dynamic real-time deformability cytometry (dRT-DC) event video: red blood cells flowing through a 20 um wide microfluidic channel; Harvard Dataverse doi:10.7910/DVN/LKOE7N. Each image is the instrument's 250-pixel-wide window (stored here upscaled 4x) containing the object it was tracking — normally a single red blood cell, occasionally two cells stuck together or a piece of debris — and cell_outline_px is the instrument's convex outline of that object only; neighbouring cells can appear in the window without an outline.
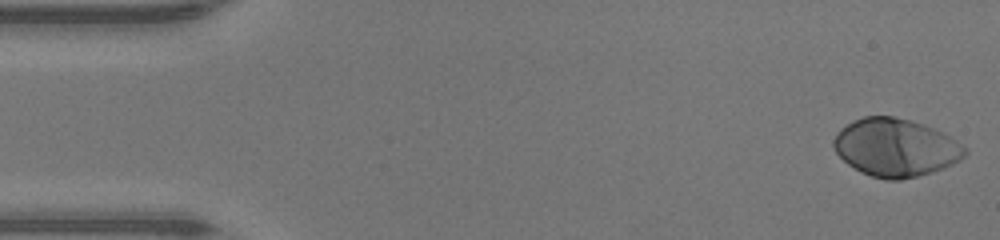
{"species": "human", "species_latin": "Homo sapiens", "temperature_condition": "warm", "stored_images_in_passage": 47, "camera_frame_rate_fps": 3000, "um_per_image_px": 0.085, "donor": {"sex": "male"}, "frame": {"image": 1, "passage_image": 1, "time_ms": 0.0, "image_size_px": [1000, 240], "cell_outline_px": [[968, 152], [960, 160], [944, 168], [932, 172], [900, 180], [888, 180], [872, 176], [860, 172], [848, 164], [832, 148], [832, 140], [840, 128], [852, 120], [864, 116], [892, 116], [912, 120], [924, 124], [944, 132], [968, 148]], "centroid_in_image_um": [76.13, 12.53], "position_along_channel_um": 8.9, "area_um2": 44.68}}
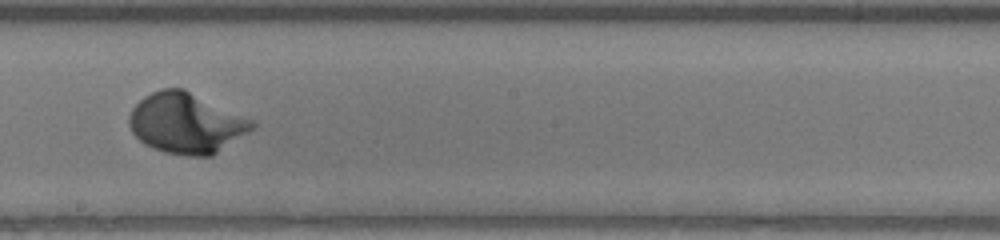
{"frame": {"image": 2, "passage_image": 26, "time_ms": 8.333, "image_size_px": [1000, 240], "cell_outline_px": [[256, 124], [248, 132], [212, 156], [188, 156], [164, 152], [152, 148], [144, 144], [132, 132], [128, 124], [128, 116], [132, 108], [144, 96], [160, 88], [184, 88], [256, 120]], "centroid_in_image_um": [15.83, 10.46], "position_along_channel_um": 232.4, "area_um2": 43.64}}
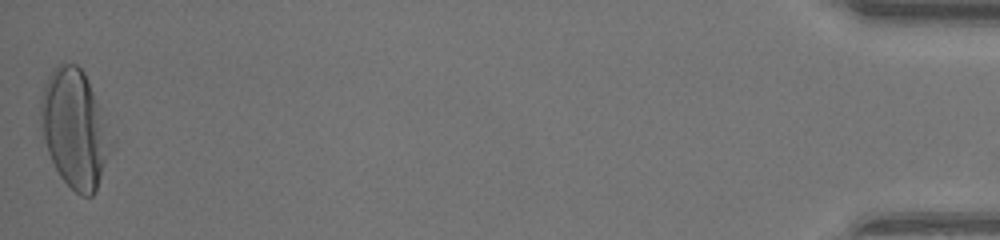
{"frame": {"image": 3, "passage_image": 47, "time_ms": 15.333, "image_size_px": [1000, 240], "cell_outline_px": [[116, 140], [96, 192], [92, 196], [80, 196], [60, 176], [48, 152], [44, 140], [40, 116], [40, 100], [44, 84], [48, 76], [60, 64], [76, 64], [84, 72], [88, 80]], "centroid_in_image_um": [6.4, 10.97], "position_along_channel_um": 428.8, "area_um2": 48.78}}